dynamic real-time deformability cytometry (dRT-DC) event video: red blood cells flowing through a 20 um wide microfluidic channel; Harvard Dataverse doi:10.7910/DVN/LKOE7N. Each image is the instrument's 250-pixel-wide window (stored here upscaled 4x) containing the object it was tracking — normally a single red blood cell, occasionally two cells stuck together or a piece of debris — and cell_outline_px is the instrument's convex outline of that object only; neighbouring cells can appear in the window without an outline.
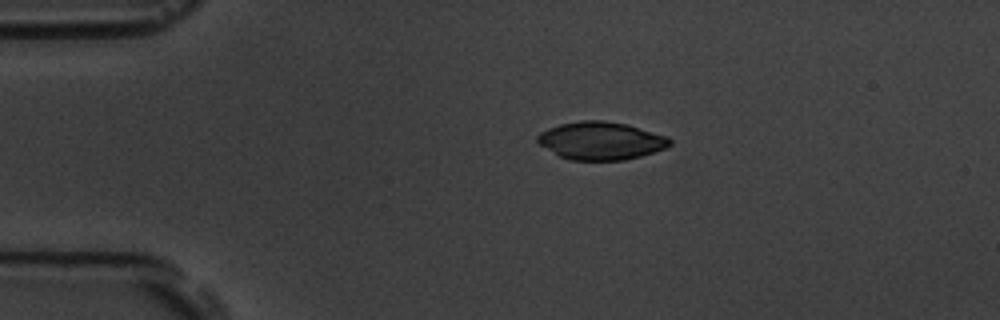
{"species": "common noctule bat (a hibernating species)", "species_latin": "Nyctalus noctula", "temperature_condition": "room temperature", "stored_images_in_passage": 3, "camera_frame_rate_fps": 3000, "um_per_image_px": 0.085, "animal": {"sex": "male", "body_mass_g": 19.5, "forearm_length_mm": 54.6}, "frame": {"image": 1, "passage_image": 1, "time_ms": 0.0, "image_size_px": [1000, 320], "cell_outline_px": [[672, 144], [664, 148], [640, 156], [624, 160], [568, 160], [560, 156], [540, 144], [536, 140], [536, 136], [540, 132], [548, 128], [560, 124], [580, 120], [604, 120], [628, 124], [668, 136], [672, 140]], "centroid_in_image_um": [51.08, 11.95], "position_along_channel_um": 33.9, "area_um2": 29.25}}